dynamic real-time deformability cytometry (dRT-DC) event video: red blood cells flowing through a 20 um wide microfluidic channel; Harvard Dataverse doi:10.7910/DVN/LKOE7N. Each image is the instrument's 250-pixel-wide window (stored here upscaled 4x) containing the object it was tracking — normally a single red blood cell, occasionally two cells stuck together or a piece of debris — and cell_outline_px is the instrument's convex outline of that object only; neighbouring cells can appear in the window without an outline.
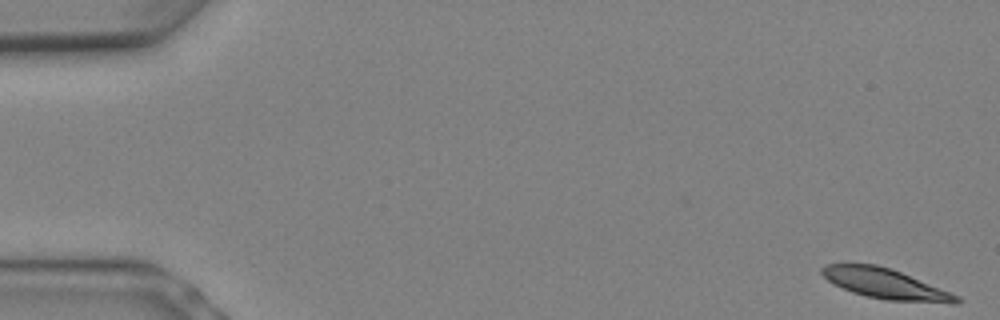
{"species": "Egyptian fruit bat (a non-hibernating species)", "species_latin": "Rousettus aegyptiacus", "temperature_condition": "warm", "stored_images_in_passage": 11, "camera_frame_rate_fps": 3000, "um_per_image_px": 0.085, "animal": {"sex": "female"}, "frame": {"image": 1, "passage_image": 1, "time_ms": 0.0, "image_size_px": [1000, 320], "cell_outline_px": [[964, 300], [960, 304], [952, 304], [888, 300], [868, 296], [852, 292], [828, 280], [820, 272], [820, 268], [824, 264], [876, 264], [892, 268], [960, 296]], "centroid_in_image_um": [75.34, 24.13], "position_along_channel_um": 9.7, "area_um2": 23.76}}
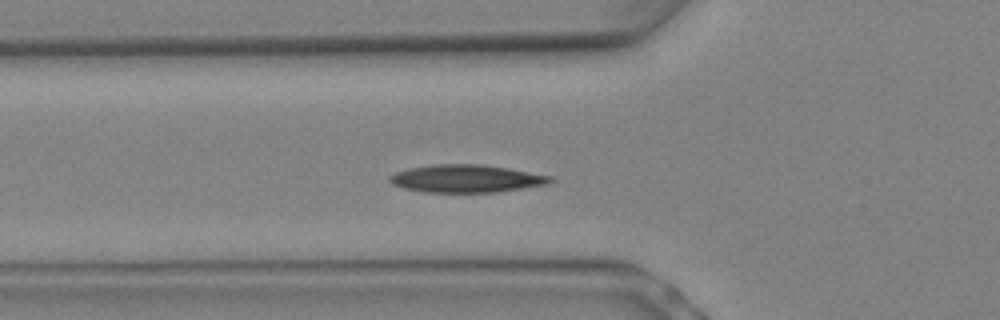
{"frame": {"image": 2, "passage_image": 8, "time_ms": 2.333, "image_size_px": [1000, 320], "cell_outline_px": [[556, 180], [548, 184], [496, 192], [424, 192], [404, 188], [392, 184], [388, 180], [388, 176], [396, 172], [408, 168], [432, 164], [480, 164], [508, 168], [552, 176]], "centroid_in_image_um": [39.62, 15.17], "position_along_channel_um": 86.2, "area_um2": 26.01}}
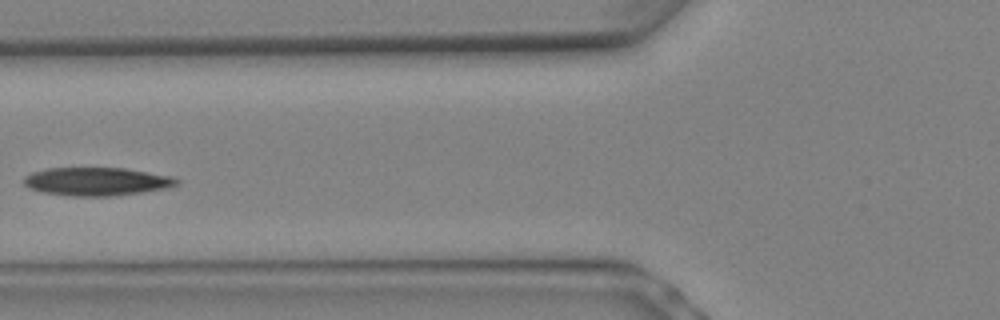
{"frame": {"image": 3, "passage_image": 9, "time_ms": 2.667, "image_size_px": [1000, 320], "cell_outline_px": [[180, 184], [172, 188], [144, 192], [112, 196], [72, 196], [40, 192], [28, 188], [24, 184], [24, 176], [32, 172], [48, 168], [124, 168], [172, 176], [180, 180]], "centroid_in_image_um": [8.26, 15.43], "position_along_channel_um": 117.5, "area_um2": 25.49}}